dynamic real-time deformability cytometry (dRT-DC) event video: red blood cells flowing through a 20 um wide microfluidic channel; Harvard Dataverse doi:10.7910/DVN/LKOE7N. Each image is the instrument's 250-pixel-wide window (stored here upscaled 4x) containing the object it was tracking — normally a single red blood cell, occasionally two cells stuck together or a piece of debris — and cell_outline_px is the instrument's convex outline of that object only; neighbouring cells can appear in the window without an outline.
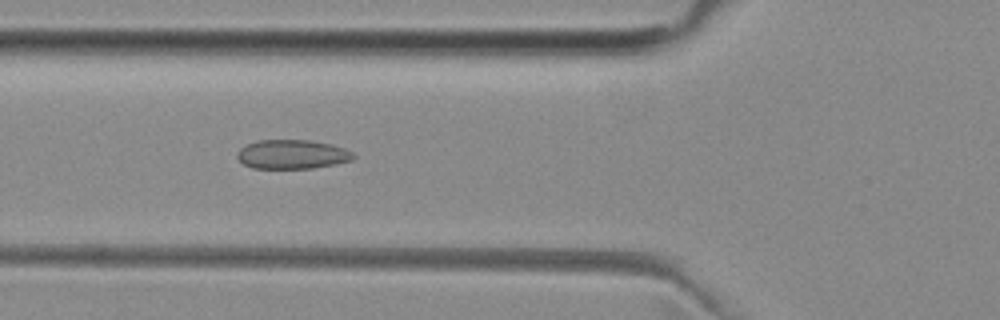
{"species": "common noctule bat (a hibernating species)", "species_latin": "Nyctalus noctula", "temperature_condition": "room temperature", "stored_images_in_passage": 43, "camera_frame_rate_fps": 3000, "um_per_image_px": 0.085, "animal": {"sex": "female", "body_mass_g": 29.2, "forearm_length_mm": 56.3}, "frame": {"image": 1, "passage_image": 10, "time_ms": 3.0, "image_size_px": [1000, 320], "cell_outline_px": [[356, 156], [352, 160], [336, 164], [312, 168], [252, 168], [244, 164], [236, 156], [236, 152], [240, 148], [248, 144], [260, 140], [312, 140], [332, 144], [344, 148], [352, 152]], "centroid_in_image_um": [24.85, 13.11], "position_along_channel_um": 100.9, "area_um2": 19.77}}
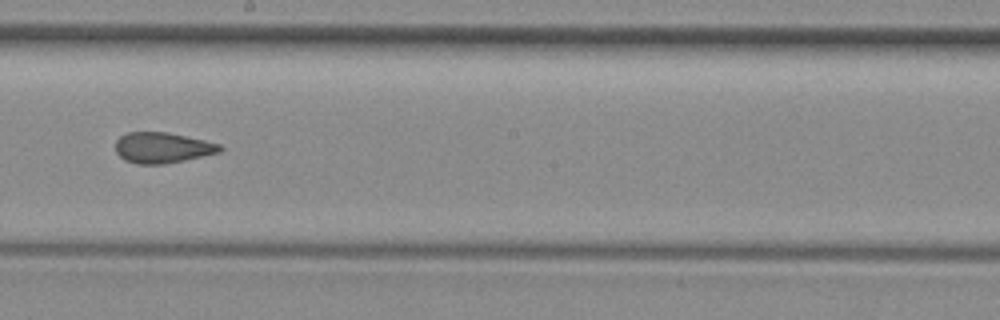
{"frame": {"image": 2, "passage_image": 20, "time_ms": 6.333, "image_size_px": [1000, 320], "cell_outline_px": [[224, 148], [220, 152], [184, 160], [164, 164], [136, 164], [124, 160], [116, 152], [116, 140], [120, 136], [128, 132], [164, 132], [204, 140], [220, 144]], "centroid_in_image_um": [13.79, 12.56], "position_along_channel_um": 234.4, "area_um2": 18.55}}
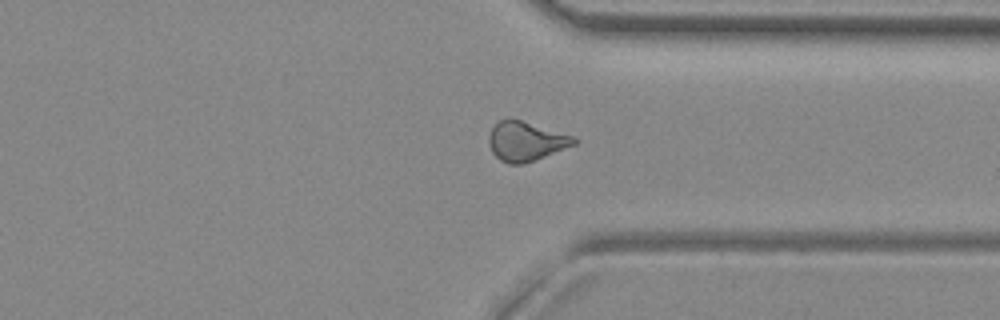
{"frame": {"image": 3, "passage_image": 30, "time_ms": 9.667, "image_size_px": [1000, 320], "cell_outline_px": [[580, 140], [576, 144], [524, 164], [508, 164], [500, 160], [492, 152], [488, 144], [488, 136], [492, 128], [500, 120], [508, 116], [572, 136]], "centroid_in_image_um": [44.66, 12.0], "position_along_channel_um": 366.7, "area_um2": 19.54}, "authors_computed_cell_mechanics": {"area_um2": 19.3052, "velocity_mm_per_s": 3.9961, "shape_relaxation_time_tau1_ms": null, "shape_relaxation_time_tau2_ms": 1.9077, "deformation_change_tau1": null, "deformation_change_tau2": 0.0839}}